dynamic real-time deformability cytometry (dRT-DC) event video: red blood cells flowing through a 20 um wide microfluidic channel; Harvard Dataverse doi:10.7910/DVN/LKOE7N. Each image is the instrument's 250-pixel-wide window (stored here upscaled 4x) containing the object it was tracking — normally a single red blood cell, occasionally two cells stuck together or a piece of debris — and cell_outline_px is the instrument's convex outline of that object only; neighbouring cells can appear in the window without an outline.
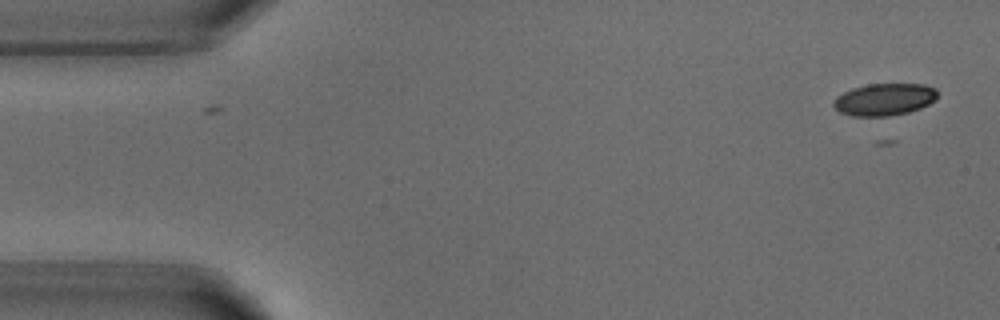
{"species": "common noctule bat (a hibernating species)", "species_latin": "Nyctalus noctula", "temperature_condition": "warm", "stored_images_in_passage": 2, "camera_frame_rate_fps": 3000, "um_per_image_px": 0.085, "animal": {"sex": "male", "body_mass_g": 18.8}, "frame": {"image": 1, "passage_image": 2, "time_ms": 1.333, "image_size_px": [1000, 320], "cell_outline_px": [[936, 100], [920, 108], [908, 112], [888, 116], [852, 116], [840, 112], [832, 104], [836, 96], [852, 88], [868, 84], [924, 84], [936, 88]], "centroid_in_image_um": [75.16, 8.45], "position_along_channel_um": 9.8, "area_um2": 19.42}}